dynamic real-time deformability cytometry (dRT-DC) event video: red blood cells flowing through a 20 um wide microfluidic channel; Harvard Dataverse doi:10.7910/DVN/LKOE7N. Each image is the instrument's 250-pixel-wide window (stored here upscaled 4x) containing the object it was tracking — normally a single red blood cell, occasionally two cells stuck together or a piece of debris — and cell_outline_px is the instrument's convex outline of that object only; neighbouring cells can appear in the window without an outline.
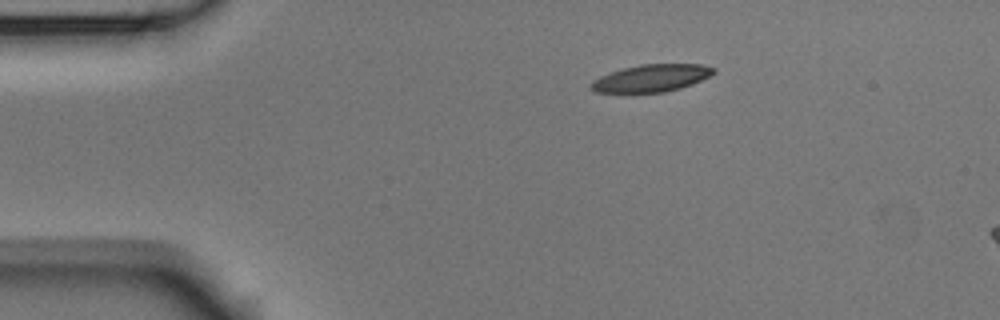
{"species": "Egyptian fruit bat (a non-hibernating species)", "species_latin": "Rousettus aegyptiacus", "temperature_condition": "room temperature", "stored_images_in_passage": 3, "camera_frame_rate_fps": 3000, "um_per_image_px": 0.085, "animal": {"sex": "male"}, "frame": {"image": 1, "passage_image": 1, "time_ms": 0.0, "image_size_px": [1000, 320], "cell_outline_px": [[716, 72], [692, 84], [680, 88], [664, 92], [596, 92], [588, 84], [592, 80], [600, 76], [624, 68], [640, 64], [700, 64], [716, 68]], "centroid_in_image_um": [55.37, 6.63], "position_along_channel_um": 29.6, "area_um2": 19.31}}